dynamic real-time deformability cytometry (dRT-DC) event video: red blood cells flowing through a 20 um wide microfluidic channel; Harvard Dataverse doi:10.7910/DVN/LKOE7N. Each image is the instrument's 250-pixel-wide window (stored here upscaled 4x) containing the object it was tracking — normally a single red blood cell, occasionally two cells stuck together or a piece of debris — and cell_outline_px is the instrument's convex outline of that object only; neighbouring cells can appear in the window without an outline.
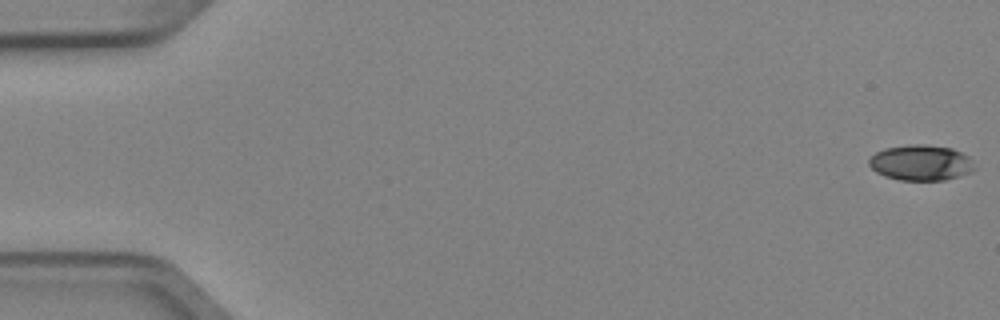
{"species": "Egyptian fruit bat (a non-hibernating species)", "species_latin": "Rousettus aegyptiacus", "temperature_condition": "cold", "stored_images_in_passage": 5, "camera_frame_rate_fps": 3000, "um_per_image_px": 0.085, "animal": {"sex": "female"}, "frame": {"image": 1, "passage_image": 1, "time_ms": 0.0, "image_size_px": [1000, 320], "cell_outline_px": [[976, 168], [972, 172], [944, 180], [900, 180], [884, 176], [876, 172], [868, 164], [868, 160], [876, 152], [884, 148], [912, 144], [924, 144], [952, 148], [968, 156], [972, 160]], "centroid_in_image_um": [78.28, 13.83], "position_along_channel_um": 6.7, "area_um2": 21.96}}
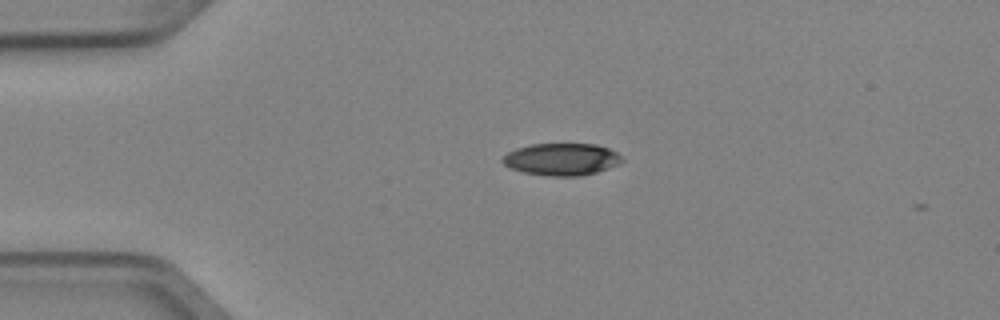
{"frame": {"image": 2, "passage_image": 4, "time_ms": 1.0, "image_size_px": [1000, 320], "cell_outline_px": [[624, 160], [620, 164], [596, 172], [580, 176], [548, 176], [524, 172], [512, 168], [504, 164], [500, 160], [508, 152], [516, 148], [532, 144], [596, 144], [608, 148], [616, 152]], "centroid_in_image_um": [47.75, 13.54], "position_along_channel_um": 37.3, "area_um2": 22.31}}